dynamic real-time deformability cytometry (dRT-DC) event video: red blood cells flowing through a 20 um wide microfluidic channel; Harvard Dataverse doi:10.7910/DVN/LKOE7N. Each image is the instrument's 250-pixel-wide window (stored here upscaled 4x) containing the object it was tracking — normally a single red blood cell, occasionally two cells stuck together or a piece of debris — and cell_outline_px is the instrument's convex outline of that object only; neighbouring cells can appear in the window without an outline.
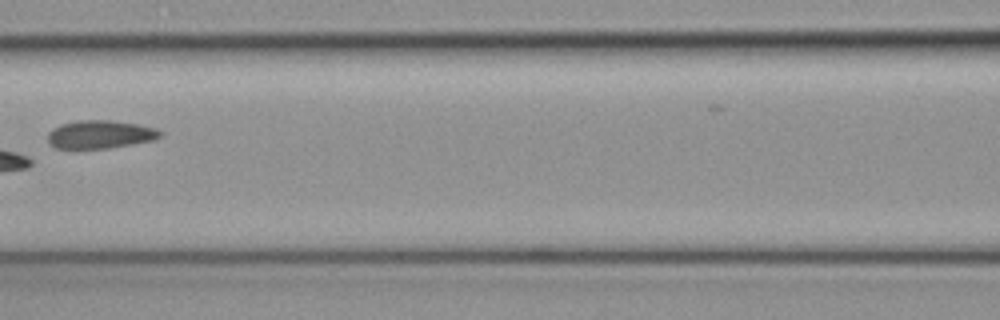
{"species": "common noctule bat (a hibernating species)", "species_latin": "Nyctalus noctula", "temperature_condition": "cold", "stored_images_in_passage": 7, "camera_frame_rate_fps": 3000, "um_per_image_px": 0.085, "animal": {"sex": "female", "body_mass_g": 19.3, "forearm_length_mm": 54.1}, "frame": {"image": 1, "passage_image": 6, "time_ms": 1.667, "image_size_px": [1000, 320], "cell_outline_px": [[164, 132], [160, 136], [152, 140], [132, 144], [108, 148], [56, 148], [48, 140], [48, 132], [52, 128], [60, 124], [76, 120], [112, 120], [140, 124], [156, 128]], "centroid_in_image_um": [8.53, 11.4], "position_along_channel_um": 158.1, "area_um2": 18.5}}
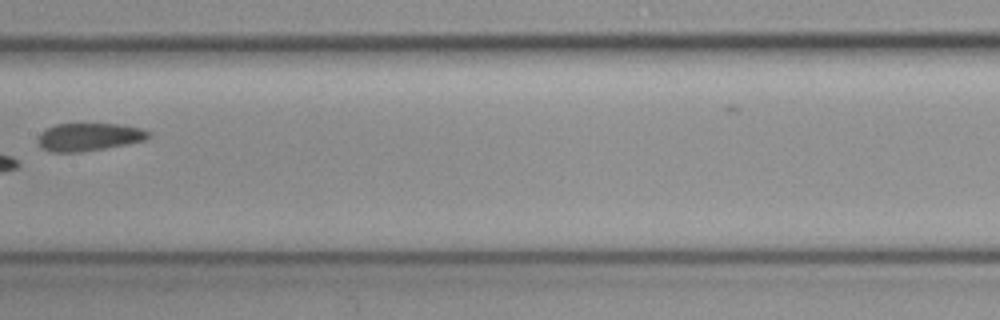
{"frame": {"image": 2, "passage_image": 7, "time_ms": 2.0, "image_size_px": [1000, 320], "cell_outline_px": [[152, 136], [144, 140], [104, 148], [80, 152], [52, 152], [44, 148], [40, 144], [40, 132], [56, 124], [116, 124], [140, 128], [148, 132]], "centroid_in_image_um": [7.57, 11.63], "position_along_channel_um": 199.8, "area_um2": 17.46}}